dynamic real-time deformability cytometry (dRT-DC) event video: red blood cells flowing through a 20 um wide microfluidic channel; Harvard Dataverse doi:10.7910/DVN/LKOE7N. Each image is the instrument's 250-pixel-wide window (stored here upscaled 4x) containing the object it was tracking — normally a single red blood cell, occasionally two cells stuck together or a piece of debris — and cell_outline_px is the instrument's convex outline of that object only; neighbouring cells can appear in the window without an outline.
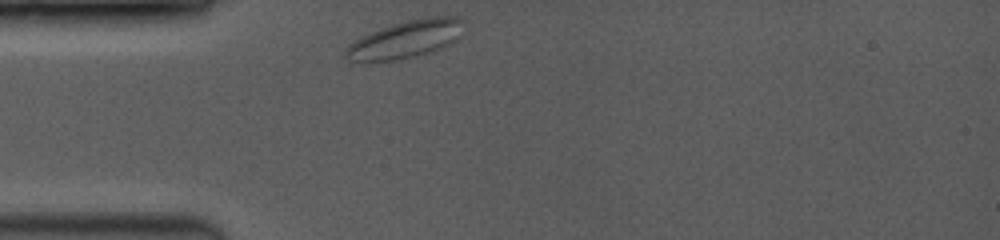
{"species": "common noctule bat (a hibernating species)", "species_latin": "Nyctalus noctula", "temperature_condition": "room temperature", "stored_images_in_passage": 37, "camera_frame_rate_fps": 3500, "um_per_image_px": 0.085, "animal": {"sex": "female", "body_mass_g": 19.0, "forearm_length_mm": 53.3}, "frame": {"image": 1, "passage_image": 1, "time_ms": 0.0, "image_size_px": [1000, 240], "cell_outline_px": [[464, 36], [440, 48], [428, 52], [412, 56], [392, 60], [352, 60], [344, 56], [344, 48], [348, 44], [360, 36], [380, 28], [408, 20], [432, 16], [456, 16], [464, 20]], "centroid_in_image_um": [34.53, 3.3], "position_along_channel_um": 50.5, "area_um2": 25.72}}
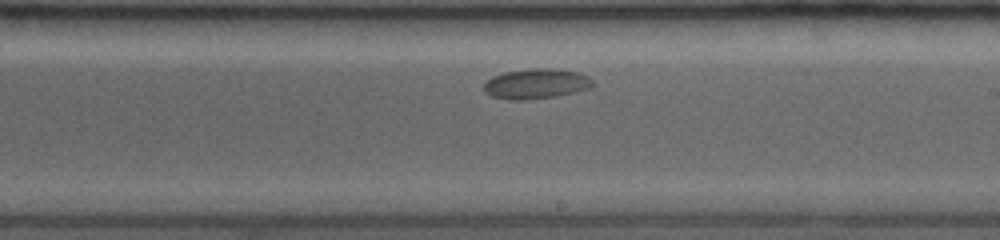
{"frame": {"image": 2, "passage_image": 21, "time_ms": 5.714, "image_size_px": [1000, 240], "cell_outline_px": [[592, 84], [588, 88], [576, 92], [556, 96], [520, 100], [512, 100], [492, 96], [484, 92], [484, 84], [492, 76], [504, 72], [532, 68], [552, 68], [576, 72], [588, 76], [592, 80]], "centroid_in_image_um": [45.54, 7.11], "position_along_channel_um": 243.5, "area_um2": 18.9}}
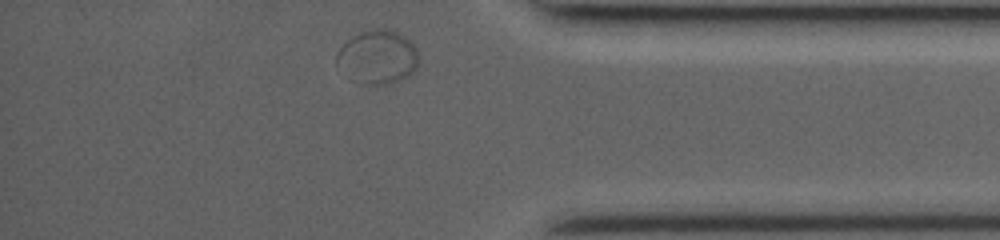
{"frame": {"image": 3, "passage_image": 37, "time_ms": 10.286, "image_size_px": [1000, 240], "cell_outline_px": [[416, 68], [408, 76], [392, 84], [360, 84], [336, 64], [336, 52], [352, 36], [360, 32], [380, 28], [388, 28], [404, 36], [416, 48]], "centroid_in_image_um": [32.08, 4.84], "position_along_channel_um": 403.1, "area_um2": 25.32}}